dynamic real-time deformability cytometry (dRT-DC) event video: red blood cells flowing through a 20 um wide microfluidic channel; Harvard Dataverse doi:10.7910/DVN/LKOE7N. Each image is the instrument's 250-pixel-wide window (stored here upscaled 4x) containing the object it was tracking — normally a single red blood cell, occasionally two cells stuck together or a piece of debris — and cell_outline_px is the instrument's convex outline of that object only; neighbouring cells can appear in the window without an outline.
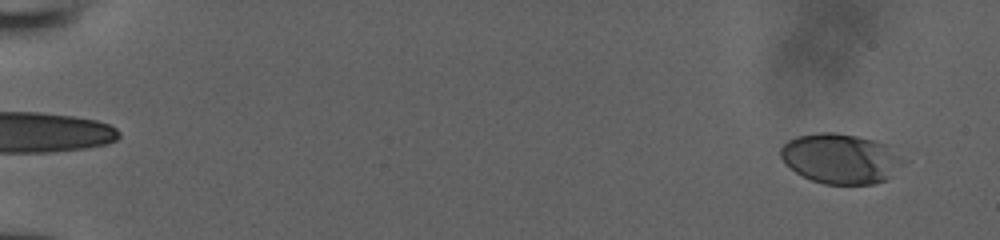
{"species": "human", "species_latin": "Homo sapiens", "temperature_condition": "room temperature", "stored_images_in_passage": 53, "camera_frame_rate_fps": 3000, "um_per_image_px": 0.085, "donor": {"sex": "male"}, "frame": {"image": 1, "passage_image": 3, "time_ms": 0.667, "image_size_px": [1000, 240], "cell_outline_px": [[912, 160], [888, 180], [872, 184], [824, 184], [812, 180], [796, 172], [780, 156], [780, 148], [788, 140], [796, 136], [820, 132], [836, 132], [876, 140], [888, 144]], "centroid_in_image_um": [71.6, 13.48], "position_along_channel_um": 13.4, "area_um2": 36.65}}
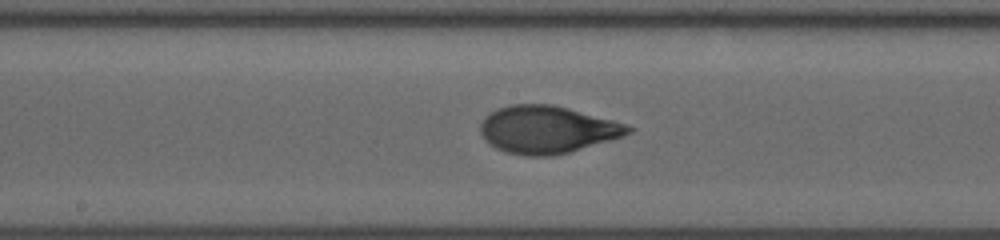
{"frame": {"image": 2, "passage_image": 30, "time_ms": 9.667, "image_size_px": [1000, 240], "cell_outline_px": [[636, 128], [632, 132], [612, 140], [568, 152], [552, 156], [524, 156], [504, 152], [496, 148], [484, 140], [480, 132], [480, 124], [484, 116], [496, 108], [512, 104], [552, 104], [568, 108], [612, 120]], "centroid_in_image_um": [46.47, 11.02], "position_along_channel_um": 201.7, "area_um2": 41.04}}
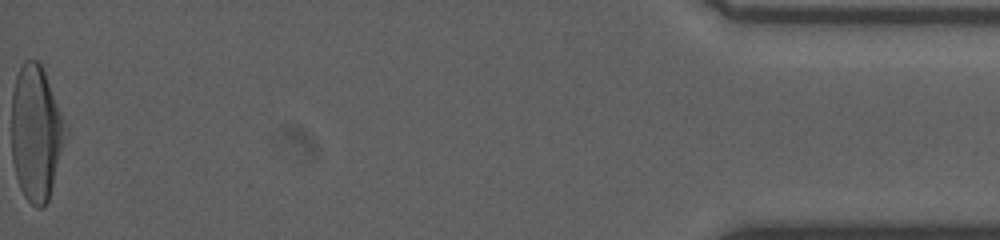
{"frame": {"image": 3, "passage_image": 53, "time_ms": 17.333, "image_size_px": [1000, 240], "cell_outline_px": [[68, 132], [48, 200], [44, 208], [36, 208], [24, 196], [20, 188], [16, 176], [12, 160], [12, 92], [16, 76], [24, 60], [36, 60], [40, 64], [44, 72]], "centroid_in_image_um": [3.05, 11.35], "position_along_channel_um": 432.2, "area_um2": 42.08}}